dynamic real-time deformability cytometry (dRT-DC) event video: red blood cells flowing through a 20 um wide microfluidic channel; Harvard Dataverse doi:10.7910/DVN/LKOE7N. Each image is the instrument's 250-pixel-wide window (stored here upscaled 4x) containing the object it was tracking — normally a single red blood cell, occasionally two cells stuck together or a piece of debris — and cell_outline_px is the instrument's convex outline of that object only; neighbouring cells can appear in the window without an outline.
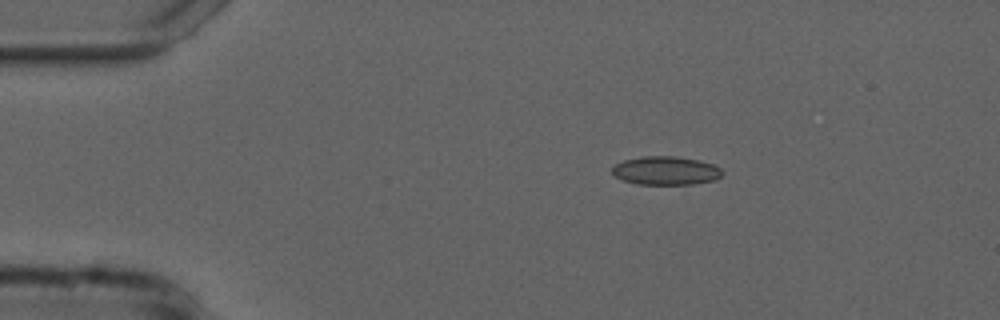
{"species": "common noctule bat (a hibernating species)", "species_latin": "Nyctalus noctula", "temperature_condition": "cold", "stored_images_in_passage": 46, "camera_frame_rate_fps": 3000, "um_per_image_px": 0.085, "animal": {"sex": "male", "forearm_length_mm": 52.5}, "frame": {"image": 1, "passage_image": 1, "time_ms": 0.0, "image_size_px": [1000, 320], "cell_outline_px": [[724, 172], [716, 180], [692, 184], [636, 184], [624, 180], [616, 176], [612, 172], [612, 168], [616, 164], [624, 160], [644, 156], [676, 156], [696, 160], [712, 164], [720, 168]], "centroid_in_image_um": [56.61, 14.51], "position_along_channel_um": 28.4, "area_um2": 18.15}}
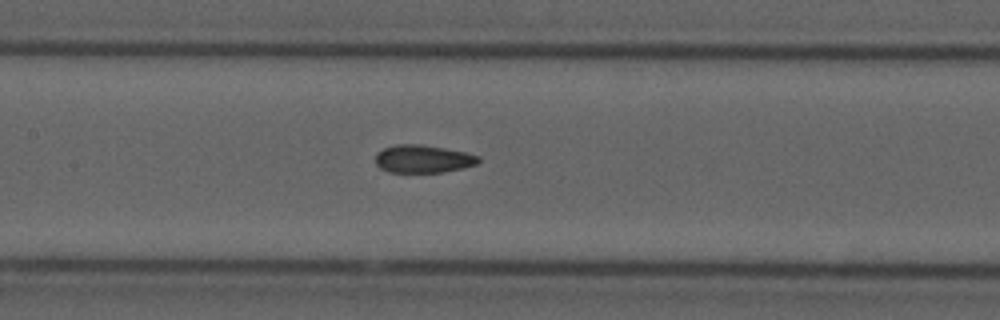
{"frame": {"image": 2, "passage_image": 17, "time_ms": 5.333, "image_size_px": [1000, 320], "cell_outline_px": [[480, 160], [476, 164], [464, 168], [444, 172], [388, 172], [380, 168], [376, 164], [376, 152], [384, 148], [396, 144], [420, 144], [444, 148], [464, 152], [480, 156]], "centroid_in_image_um": [35.95, 13.51], "position_along_channel_um": 171.5, "area_um2": 16.76}}
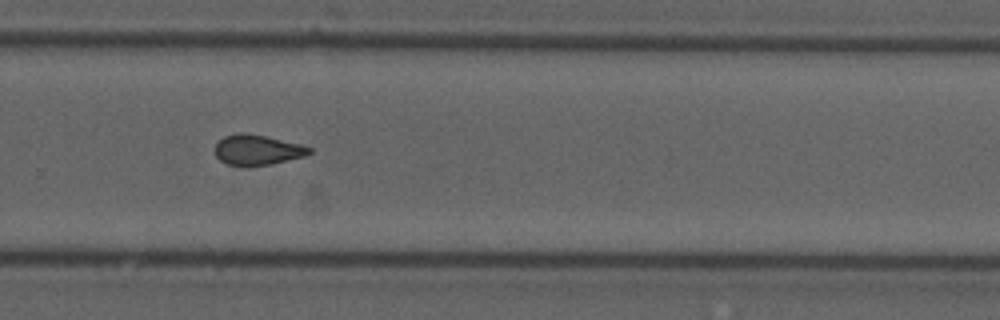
{"frame": {"image": 3, "passage_image": 28, "time_ms": 9.0, "image_size_px": [1000, 320], "cell_outline_px": [[312, 152], [304, 156], [268, 164], [228, 164], [220, 160], [216, 156], [212, 148], [224, 136], [236, 132], [244, 132], [264, 136], [300, 144], [312, 148]], "centroid_in_image_um": [21.83, 12.7], "position_along_channel_um": 308.0, "area_um2": 16.24}, "authors_computed_cell_mechanics": {"area_um2": 17.0799, "velocity_mm_per_s": 3.7409, "shape_relaxation_time_tau1_ms": null, "shape_relaxation_time_tau2_ms": 2.1056, "deformation_change_tau1": null, "deformation_change_tau2": 0.0682}}